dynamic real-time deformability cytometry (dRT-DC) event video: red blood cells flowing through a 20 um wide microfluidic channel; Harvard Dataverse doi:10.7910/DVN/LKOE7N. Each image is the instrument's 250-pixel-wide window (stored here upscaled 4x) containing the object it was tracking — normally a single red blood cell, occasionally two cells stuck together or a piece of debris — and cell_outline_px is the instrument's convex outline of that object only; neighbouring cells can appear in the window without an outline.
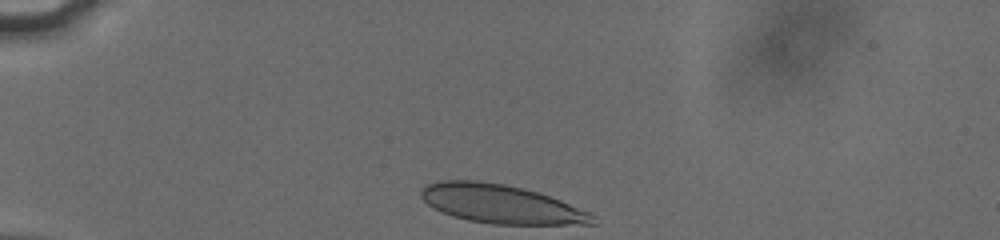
{"species": "human", "species_latin": "Homo sapiens", "temperature_condition": "cold", "stored_images_in_passage": 4, "camera_frame_rate_fps": 3000, "um_per_image_px": 0.085, "donor": {"sex": "male"}, "frame": {"image": 1, "passage_image": 1, "time_ms": 0.0, "image_size_px": [1000, 240], "cell_outline_px": [[596, 224], [492, 224], [468, 220], [452, 216], [440, 212], [432, 208], [420, 196], [420, 192], [428, 184], [440, 180], [476, 180], [504, 184], [536, 192], [560, 200], [592, 212], [596, 216]], "centroid_in_image_um": [42.59, 17.35], "position_along_channel_um": 42.4, "area_um2": 38.67}}
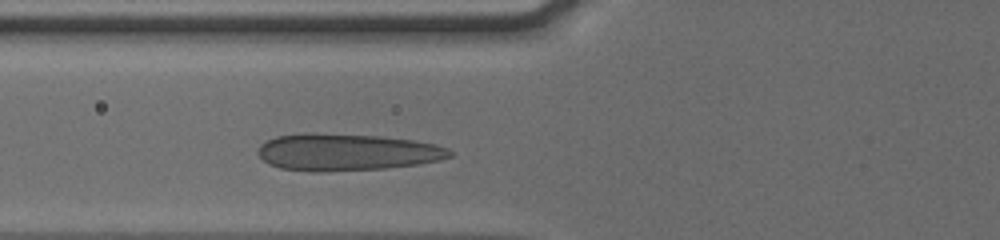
{"frame": {"image": 2, "passage_image": 4, "time_ms": 2.667, "image_size_px": [1000, 240], "cell_outline_px": [[452, 156], [440, 160], [420, 164], [384, 168], [316, 172], [312, 172], [280, 168], [268, 164], [256, 152], [260, 144], [276, 136], [308, 132], [312, 132], [380, 136], [416, 140], [436, 144], [448, 148], [452, 152]], "centroid_in_image_um": [29.47, 12.92], "position_along_channel_um": 96.3, "area_um2": 41.67}}